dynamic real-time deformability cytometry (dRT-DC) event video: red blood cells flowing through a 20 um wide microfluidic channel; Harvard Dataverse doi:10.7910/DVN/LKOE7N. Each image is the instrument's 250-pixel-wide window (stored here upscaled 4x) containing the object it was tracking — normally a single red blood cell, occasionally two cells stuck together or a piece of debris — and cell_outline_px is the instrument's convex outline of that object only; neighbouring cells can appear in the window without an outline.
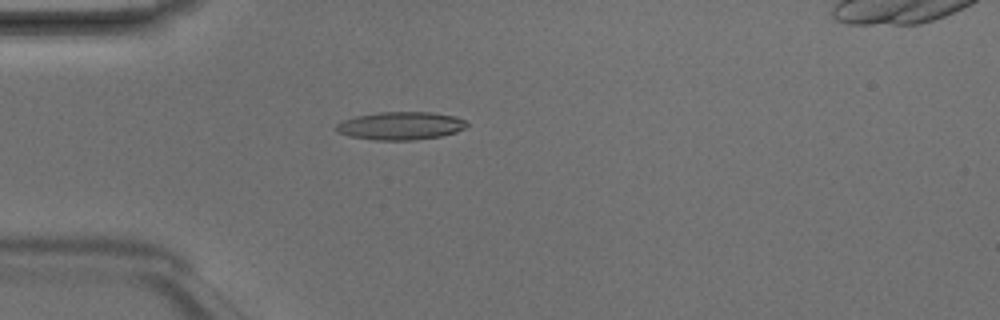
{"species": "Egyptian fruit bat (a non-hibernating species)", "species_latin": "Rousettus aegyptiacus", "temperature_condition": "room temperature", "stored_images_in_passage": 4, "camera_frame_rate_fps": 3000, "um_per_image_px": 0.085, "animal": {"sex": "male"}, "frame": {"image": 1, "passage_image": 4, "time_ms": 1.0, "image_size_px": [1000, 320], "cell_outline_px": [[468, 124], [464, 128], [456, 132], [440, 136], [412, 140], [372, 140], [348, 136], [340, 132], [336, 128], [336, 124], [344, 120], [356, 116], [380, 112], [432, 112], [456, 116], [464, 120]], "centroid_in_image_um": [34.06, 10.69], "position_along_channel_um": 50.9, "area_um2": 21.21}}